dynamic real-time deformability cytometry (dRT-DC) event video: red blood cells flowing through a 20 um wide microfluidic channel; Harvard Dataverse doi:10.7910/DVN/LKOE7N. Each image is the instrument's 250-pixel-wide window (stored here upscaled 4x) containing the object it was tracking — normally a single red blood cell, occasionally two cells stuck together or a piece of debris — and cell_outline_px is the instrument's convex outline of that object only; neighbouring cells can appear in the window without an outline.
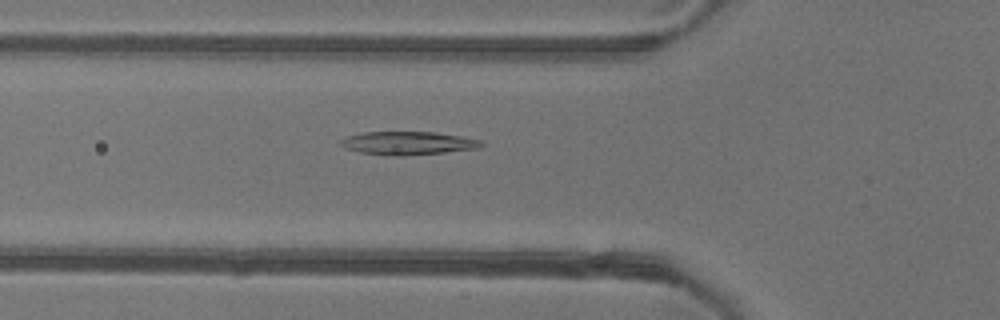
{"species": "common noctule bat (a hibernating species)", "species_latin": "Nyctalus noctula", "temperature_condition": "warm", "stored_images_in_passage": 41, "camera_frame_rate_fps": 3000, "um_per_image_px": 0.085, "animal": {"sex": "female"}, "frame": {"image": 1, "passage_image": 7, "time_ms": 2.0, "image_size_px": [1000, 320], "cell_outline_px": [[484, 144], [476, 148], [444, 152], [400, 156], [388, 156], [360, 152], [344, 148], [340, 144], [340, 140], [348, 136], [364, 132], [432, 132], [460, 136], [480, 140]], "centroid_in_image_um": [34.62, 12.17], "position_along_channel_um": 91.2, "area_um2": 18.84}}
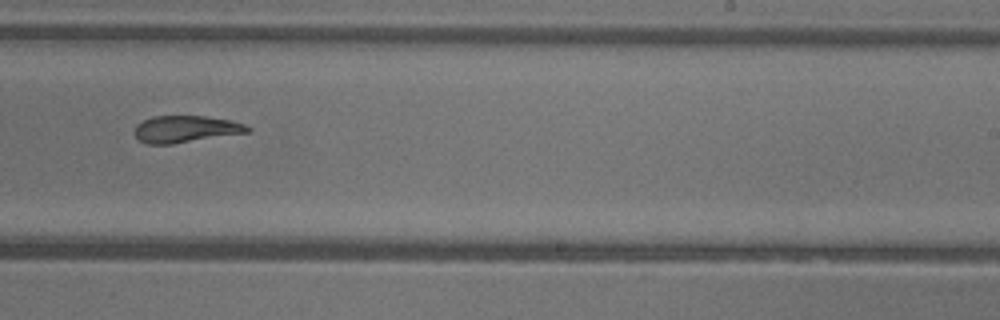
{"frame": {"image": 2, "passage_image": 21, "time_ms": 6.667, "image_size_px": [1000, 320], "cell_outline_px": [[252, 132], [172, 144], [148, 144], [140, 140], [136, 136], [136, 124], [152, 116], [204, 116], [232, 120], [244, 124], [252, 128]], "centroid_in_image_um": [15.84, 10.97], "position_along_channel_um": 273.2, "area_um2": 17.74}}
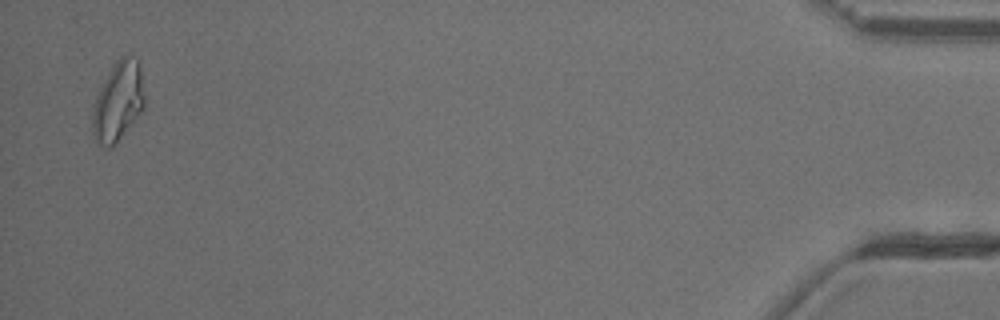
{"frame": {"image": 3, "passage_image": 40, "time_ms": 13.0, "image_size_px": [1000, 320], "cell_outline_px": [[144, 108], [112, 148], [108, 148], [96, 144], [92, 132], [92, 112], [96, 96], [112, 64], [120, 56], [128, 56], [140, 60], [144, 96]], "centroid_in_image_um": [10.02, 8.63], "position_along_channel_um": 425.2, "area_um2": 24.28}, "authors_computed_cell_mechanics": {"area_um2": 18.9584, "velocity_mm_per_s": 3.8993, "shape_relaxation_time_tau1_ms": null, "shape_relaxation_time_tau2_ms": 5.175, "deformation_change_tau1": null, "deformation_change_tau2": 0.1337}}